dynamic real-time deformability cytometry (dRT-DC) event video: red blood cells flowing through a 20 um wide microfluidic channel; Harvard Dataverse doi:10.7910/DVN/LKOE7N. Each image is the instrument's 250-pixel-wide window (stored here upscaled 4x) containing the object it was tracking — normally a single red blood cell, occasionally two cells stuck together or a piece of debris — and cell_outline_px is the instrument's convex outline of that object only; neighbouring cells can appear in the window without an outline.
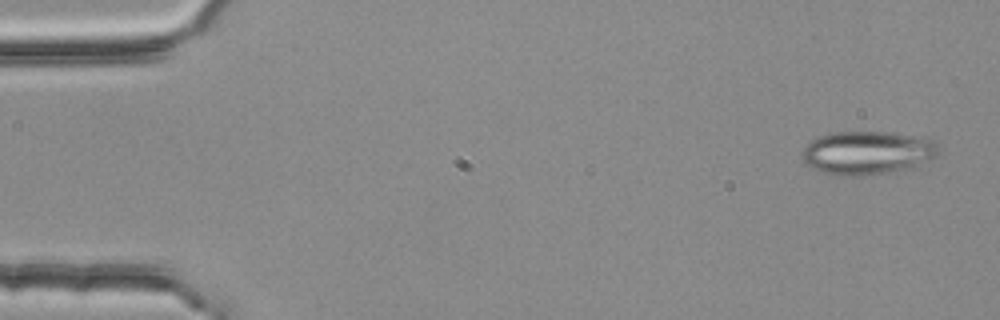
{"species": "common noctule bat (a hibernating species)", "species_latin": "Nyctalus noctula", "temperature_condition": "room temperature", "stored_images_in_passage": 4, "camera_frame_rate_fps": 3000, "um_per_image_px": 0.085, "animal": {"sex": "female", "body_mass_g": 25.1}, "frame": {"image": 1, "passage_image": 1, "time_ms": 0.0, "image_size_px": [1000, 320], "cell_outline_px": [[936, 156], [916, 168], [888, 172], [852, 176], [836, 176], [820, 172], [812, 168], [804, 160], [804, 148], [812, 140], [820, 136], [836, 132], [888, 132], [928, 136], [936, 140]], "centroid_in_image_um": [73.8, 12.98], "position_along_channel_um": 11.2, "area_um2": 34.74}}